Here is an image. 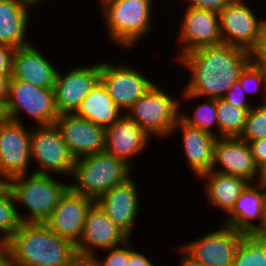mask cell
I'll use <instances>...</instances> for the list:
<instances>
[{
	"instance_id": "6da1fadb",
	"label": "cell",
	"mask_w": 266,
	"mask_h": 266,
	"mask_svg": "<svg viewBox=\"0 0 266 266\" xmlns=\"http://www.w3.org/2000/svg\"><path fill=\"white\" fill-rule=\"evenodd\" d=\"M190 77L182 89L200 98H223L249 62V52L220 44L202 47L182 55L177 61Z\"/></svg>"
},
{
	"instance_id": "7a4b0ae2",
	"label": "cell",
	"mask_w": 266,
	"mask_h": 266,
	"mask_svg": "<svg viewBox=\"0 0 266 266\" xmlns=\"http://www.w3.org/2000/svg\"><path fill=\"white\" fill-rule=\"evenodd\" d=\"M8 266H67L75 244L44 223H22L5 242Z\"/></svg>"
},
{
	"instance_id": "3957f363",
	"label": "cell",
	"mask_w": 266,
	"mask_h": 266,
	"mask_svg": "<svg viewBox=\"0 0 266 266\" xmlns=\"http://www.w3.org/2000/svg\"><path fill=\"white\" fill-rule=\"evenodd\" d=\"M156 0H97L103 13L107 39L119 48L131 51L152 34L153 5ZM155 3V4H154ZM147 35V36H146Z\"/></svg>"
},
{
	"instance_id": "277c9868",
	"label": "cell",
	"mask_w": 266,
	"mask_h": 266,
	"mask_svg": "<svg viewBox=\"0 0 266 266\" xmlns=\"http://www.w3.org/2000/svg\"><path fill=\"white\" fill-rule=\"evenodd\" d=\"M59 180L58 176L31 172L6 182L22 223H44L49 218L60 198L69 189L68 182ZM19 207H24L26 214Z\"/></svg>"
},
{
	"instance_id": "5b68a950",
	"label": "cell",
	"mask_w": 266,
	"mask_h": 266,
	"mask_svg": "<svg viewBox=\"0 0 266 266\" xmlns=\"http://www.w3.org/2000/svg\"><path fill=\"white\" fill-rule=\"evenodd\" d=\"M124 160L106 152L76 159L69 188L96 201L135 172Z\"/></svg>"
},
{
	"instance_id": "8992f818",
	"label": "cell",
	"mask_w": 266,
	"mask_h": 266,
	"mask_svg": "<svg viewBox=\"0 0 266 266\" xmlns=\"http://www.w3.org/2000/svg\"><path fill=\"white\" fill-rule=\"evenodd\" d=\"M157 83L124 113L134 120L152 139L171 136L179 119L180 98L163 90ZM175 96V97H174ZM156 136V137H155Z\"/></svg>"
},
{
	"instance_id": "52a82bcc",
	"label": "cell",
	"mask_w": 266,
	"mask_h": 266,
	"mask_svg": "<svg viewBox=\"0 0 266 266\" xmlns=\"http://www.w3.org/2000/svg\"><path fill=\"white\" fill-rule=\"evenodd\" d=\"M5 112L7 119L18 123H24L22 114H26L32 118L33 126L54 124L59 116L52 88L37 87L16 78L9 80Z\"/></svg>"
},
{
	"instance_id": "ba28073f",
	"label": "cell",
	"mask_w": 266,
	"mask_h": 266,
	"mask_svg": "<svg viewBox=\"0 0 266 266\" xmlns=\"http://www.w3.org/2000/svg\"><path fill=\"white\" fill-rule=\"evenodd\" d=\"M31 163L33 173L68 176L70 179L74 169L75 159L62 140L55 124L47 126H32L30 133Z\"/></svg>"
},
{
	"instance_id": "9c48e42d",
	"label": "cell",
	"mask_w": 266,
	"mask_h": 266,
	"mask_svg": "<svg viewBox=\"0 0 266 266\" xmlns=\"http://www.w3.org/2000/svg\"><path fill=\"white\" fill-rule=\"evenodd\" d=\"M129 63H100L99 81L116 105L125 112L155 84L139 69Z\"/></svg>"
},
{
	"instance_id": "30bf717a",
	"label": "cell",
	"mask_w": 266,
	"mask_h": 266,
	"mask_svg": "<svg viewBox=\"0 0 266 266\" xmlns=\"http://www.w3.org/2000/svg\"><path fill=\"white\" fill-rule=\"evenodd\" d=\"M248 2L232 0L218 13L223 44L247 51L254 46L266 21L265 15L262 18L257 16Z\"/></svg>"
},
{
	"instance_id": "8fae6325",
	"label": "cell",
	"mask_w": 266,
	"mask_h": 266,
	"mask_svg": "<svg viewBox=\"0 0 266 266\" xmlns=\"http://www.w3.org/2000/svg\"><path fill=\"white\" fill-rule=\"evenodd\" d=\"M246 235L221 224L212 232L179 245L203 266H232L240 241Z\"/></svg>"
},
{
	"instance_id": "7c38bea8",
	"label": "cell",
	"mask_w": 266,
	"mask_h": 266,
	"mask_svg": "<svg viewBox=\"0 0 266 266\" xmlns=\"http://www.w3.org/2000/svg\"><path fill=\"white\" fill-rule=\"evenodd\" d=\"M6 119L0 125V178L6 183L11 178L29 174L30 126ZM29 127V128H27Z\"/></svg>"
},
{
	"instance_id": "4fadbf2b",
	"label": "cell",
	"mask_w": 266,
	"mask_h": 266,
	"mask_svg": "<svg viewBox=\"0 0 266 266\" xmlns=\"http://www.w3.org/2000/svg\"><path fill=\"white\" fill-rule=\"evenodd\" d=\"M177 43L181 51H178L175 59L182 55L202 47L223 44L220 31L218 12L212 10L186 7L179 23Z\"/></svg>"
},
{
	"instance_id": "5bb4252c",
	"label": "cell",
	"mask_w": 266,
	"mask_h": 266,
	"mask_svg": "<svg viewBox=\"0 0 266 266\" xmlns=\"http://www.w3.org/2000/svg\"><path fill=\"white\" fill-rule=\"evenodd\" d=\"M134 178L131 176L112 187L95 201L119 230L130 239L134 235L136 220L139 219V212L142 209L139 205L140 188Z\"/></svg>"
},
{
	"instance_id": "9a60e30c",
	"label": "cell",
	"mask_w": 266,
	"mask_h": 266,
	"mask_svg": "<svg viewBox=\"0 0 266 266\" xmlns=\"http://www.w3.org/2000/svg\"><path fill=\"white\" fill-rule=\"evenodd\" d=\"M54 124L75 160L105 152L106 128L74 113L59 114Z\"/></svg>"
},
{
	"instance_id": "2e32d148",
	"label": "cell",
	"mask_w": 266,
	"mask_h": 266,
	"mask_svg": "<svg viewBox=\"0 0 266 266\" xmlns=\"http://www.w3.org/2000/svg\"><path fill=\"white\" fill-rule=\"evenodd\" d=\"M60 71L58 69L52 88L56 109L59 114L74 113L99 81L100 63L72 67L64 73Z\"/></svg>"
},
{
	"instance_id": "e0dca14e",
	"label": "cell",
	"mask_w": 266,
	"mask_h": 266,
	"mask_svg": "<svg viewBox=\"0 0 266 266\" xmlns=\"http://www.w3.org/2000/svg\"><path fill=\"white\" fill-rule=\"evenodd\" d=\"M128 239L94 202L87 211L75 250L84 254H98L99 251L122 245Z\"/></svg>"
},
{
	"instance_id": "ac0fdd59",
	"label": "cell",
	"mask_w": 266,
	"mask_h": 266,
	"mask_svg": "<svg viewBox=\"0 0 266 266\" xmlns=\"http://www.w3.org/2000/svg\"><path fill=\"white\" fill-rule=\"evenodd\" d=\"M94 202L92 198L74 193L69 188L44 224L56 235L76 245L87 211Z\"/></svg>"
},
{
	"instance_id": "d6986e66",
	"label": "cell",
	"mask_w": 266,
	"mask_h": 266,
	"mask_svg": "<svg viewBox=\"0 0 266 266\" xmlns=\"http://www.w3.org/2000/svg\"><path fill=\"white\" fill-rule=\"evenodd\" d=\"M211 170L243 177L250 183H254L257 176V166L250 147L240 137L216 139Z\"/></svg>"
},
{
	"instance_id": "ffe728a7",
	"label": "cell",
	"mask_w": 266,
	"mask_h": 266,
	"mask_svg": "<svg viewBox=\"0 0 266 266\" xmlns=\"http://www.w3.org/2000/svg\"><path fill=\"white\" fill-rule=\"evenodd\" d=\"M152 138L125 113L106 128L105 152L124 160L134 169L133 157L148 148ZM131 160V161H130Z\"/></svg>"
},
{
	"instance_id": "44dd1931",
	"label": "cell",
	"mask_w": 266,
	"mask_h": 266,
	"mask_svg": "<svg viewBox=\"0 0 266 266\" xmlns=\"http://www.w3.org/2000/svg\"><path fill=\"white\" fill-rule=\"evenodd\" d=\"M181 133V146L185 154V162L193 172L195 177H199L203 173L209 172L213 165L215 135L210 132L203 131L199 128L189 126L180 118L176 121L171 136L174 137Z\"/></svg>"
},
{
	"instance_id": "7402d4cb",
	"label": "cell",
	"mask_w": 266,
	"mask_h": 266,
	"mask_svg": "<svg viewBox=\"0 0 266 266\" xmlns=\"http://www.w3.org/2000/svg\"><path fill=\"white\" fill-rule=\"evenodd\" d=\"M34 45V41L24 47L15 49L13 55L11 78L20 79L41 88H53L57 64L50 61ZM55 64V65H54Z\"/></svg>"
},
{
	"instance_id": "603a6c76",
	"label": "cell",
	"mask_w": 266,
	"mask_h": 266,
	"mask_svg": "<svg viewBox=\"0 0 266 266\" xmlns=\"http://www.w3.org/2000/svg\"><path fill=\"white\" fill-rule=\"evenodd\" d=\"M264 197L265 189L255 183H249L241 192L232 210L225 215L222 225L245 234L259 230L263 226Z\"/></svg>"
},
{
	"instance_id": "cb8c5ba5",
	"label": "cell",
	"mask_w": 266,
	"mask_h": 266,
	"mask_svg": "<svg viewBox=\"0 0 266 266\" xmlns=\"http://www.w3.org/2000/svg\"><path fill=\"white\" fill-rule=\"evenodd\" d=\"M197 179L203 182L204 196L210 207L218 209L227 215L233 208L241 192L249 185L243 177L233 176L210 170Z\"/></svg>"
},
{
	"instance_id": "d4e9b609",
	"label": "cell",
	"mask_w": 266,
	"mask_h": 266,
	"mask_svg": "<svg viewBox=\"0 0 266 266\" xmlns=\"http://www.w3.org/2000/svg\"><path fill=\"white\" fill-rule=\"evenodd\" d=\"M30 13L15 1L0 0V45L17 49L32 43L27 34L31 25Z\"/></svg>"
},
{
	"instance_id": "484cf974",
	"label": "cell",
	"mask_w": 266,
	"mask_h": 266,
	"mask_svg": "<svg viewBox=\"0 0 266 266\" xmlns=\"http://www.w3.org/2000/svg\"><path fill=\"white\" fill-rule=\"evenodd\" d=\"M74 114L107 128L117 121L124 112L109 96L103 84L98 81L82 100Z\"/></svg>"
},
{
	"instance_id": "4316f807",
	"label": "cell",
	"mask_w": 266,
	"mask_h": 266,
	"mask_svg": "<svg viewBox=\"0 0 266 266\" xmlns=\"http://www.w3.org/2000/svg\"><path fill=\"white\" fill-rule=\"evenodd\" d=\"M183 96V97H182ZM180 114L179 118L187 123L189 126L199 128L203 131L210 132L211 134L218 137V122H217V111H216V99L210 98H200L195 95H191L186 93L183 89L180 95ZM199 99H202L203 102L200 104L198 103ZM184 100V102H183ZM195 101L196 105L194 107V111L191 112L193 115L189 114L188 112H184L182 107L184 103H188V101ZM198 100V101H197ZM187 101V102H185ZM205 101V102H204ZM183 105V106H182ZM188 113V114H187ZM215 128V129H214ZM214 129V130H213Z\"/></svg>"
},
{
	"instance_id": "83f0119b",
	"label": "cell",
	"mask_w": 266,
	"mask_h": 266,
	"mask_svg": "<svg viewBox=\"0 0 266 266\" xmlns=\"http://www.w3.org/2000/svg\"><path fill=\"white\" fill-rule=\"evenodd\" d=\"M219 137H240L247 120L248 110L238 108L227 100L216 99Z\"/></svg>"
},
{
	"instance_id": "f1b7e54d",
	"label": "cell",
	"mask_w": 266,
	"mask_h": 266,
	"mask_svg": "<svg viewBox=\"0 0 266 266\" xmlns=\"http://www.w3.org/2000/svg\"><path fill=\"white\" fill-rule=\"evenodd\" d=\"M12 193L4 183L0 187V240L6 242L21 226Z\"/></svg>"
},
{
	"instance_id": "f546056e",
	"label": "cell",
	"mask_w": 266,
	"mask_h": 266,
	"mask_svg": "<svg viewBox=\"0 0 266 266\" xmlns=\"http://www.w3.org/2000/svg\"><path fill=\"white\" fill-rule=\"evenodd\" d=\"M238 80L247 97L252 93L255 97L257 96L255 94L262 93L259 102L262 100L260 104L266 103V76L263 69L248 62L239 73Z\"/></svg>"
},
{
	"instance_id": "4dcf8cb0",
	"label": "cell",
	"mask_w": 266,
	"mask_h": 266,
	"mask_svg": "<svg viewBox=\"0 0 266 266\" xmlns=\"http://www.w3.org/2000/svg\"><path fill=\"white\" fill-rule=\"evenodd\" d=\"M240 138L247 143L266 138V103H255L249 110Z\"/></svg>"
},
{
	"instance_id": "1f68e13d",
	"label": "cell",
	"mask_w": 266,
	"mask_h": 266,
	"mask_svg": "<svg viewBox=\"0 0 266 266\" xmlns=\"http://www.w3.org/2000/svg\"><path fill=\"white\" fill-rule=\"evenodd\" d=\"M232 266H266V253L246 235L240 241Z\"/></svg>"
},
{
	"instance_id": "d6a6232c",
	"label": "cell",
	"mask_w": 266,
	"mask_h": 266,
	"mask_svg": "<svg viewBox=\"0 0 266 266\" xmlns=\"http://www.w3.org/2000/svg\"><path fill=\"white\" fill-rule=\"evenodd\" d=\"M104 256H98L101 266H128V240L122 245L103 250Z\"/></svg>"
},
{
	"instance_id": "836d02e7",
	"label": "cell",
	"mask_w": 266,
	"mask_h": 266,
	"mask_svg": "<svg viewBox=\"0 0 266 266\" xmlns=\"http://www.w3.org/2000/svg\"><path fill=\"white\" fill-rule=\"evenodd\" d=\"M249 62L261 69L266 68V21L254 46L248 51Z\"/></svg>"
},
{
	"instance_id": "e575fe53",
	"label": "cell",
	"mask_w": 266,
	"mask_h": 266,
	"mask_svg": "<svg viewBox=\"0 0 266 266\" xmlns=\"http://www.w3.org/2000/svg\"><path fill=\"white\" fill-rule=\"evenodd\" d=\"M223 99L227 100L233 106L243 108L248 111L254 105V103L252 104V102L249 101L246 93L242 89L239 80L235 81L231 85V87L226 91L225 95L223 96Z\"/></svg>"
},
{
	"instance_id": "d590c367",
	"label": "cell",
	"mask_w": 266,
	"mask_h": 266,
	"mask_svg": "<svg viewBox=\"0 0 266 266\" xmlns=\"http://www.w3.org/2000/svg\"><path fill=\"white\" fill-rule=\"evenodd\" d=\"M232 0H183L186 2L185 7H194L215 12L222 11Z\"/></svg>"
},
{
	"instance_id": "8d00e7d4",
	"label": "cell",
	"mask_w": 266,
	"mask_h": 266,
	"mask_svg": "<svg viewBox=\"0 0 266 266\" xmlns=\"http://www.w3.org/2000/svg\"><path fill=\"white\" fill-rule=\"evenodd\" d=\"M147 256L144 252L136 250L132 240L128 239V266H157L154 265L151 256Z\"/></svg>"
},
{
	"instance_id": "74e56055",
	"label": "cell",
	"mask_w": 266,
	"mask_h": 266,
	"mask_svg": "<svg viewBox=\"0 0 266 266\" xmlns=\"http://www.w3.org/2000/svg\"><path fill=\"white\" fill-rule=\"evenodd\" d=\"M14 52V48L7 45H0V76L12 75Z\"/></svg>"
},
{
	"instance_id": "f35d334b",
	"label": "cell",
	"mask_w": 266,
	"mask_h": 266,
	"mask_svg": "<svg viewBox=\"0 0 266 266\" xmlns=\"http://www.w3.org/2000/svg\"><path fill=\"white\" fill-rule=\"evenodd\" d=\"M256 166L266 162V138L248 142Z\"/></svg>"
},
{
	"instance_id": "ab89813d",
	"label": "cell",
	"mask_w": 266,
	"mask_h": 266,
	"mask_svg": "<svg viewBox=\"0 0 266 266\" xmlns=\"http://www.w3.org/2000/svg\"><path fill=\"white\" fill-rule=\"evenodd\" d=\"M67 266H101L97 254H84L76 251Z\"/></svg>"
},
{
	"instance_id": "60d3db41",
	"label": "cell",
	"mask_w": 266,
	"mask_h": 266,
	"mask_svg": "<svg viewBox=\"0 0 266 266\" xmlns=\"http://www.w3.org/2000/svg\"><path fill=\"white\" fill-rule=\"evenodd\" d=\"M179 254V265L177 266H203L200 262L196 261L191 255H189L181 246L175 249Z\"/></svg>"
},
{
	"instance_id": "b9f144b4",
	"label": "cell",
	"mask_w": 266,
	"mask_h": 266,
	"mask_svg": "<svg viewBox=\"0 0 266 266\" xmlns=\"http://www.w3.org/2000/svg\"><path fill=\"white\" fill-rule=\"evenodd\" d=\"M247 235L266 253V232L253 230Z\"/></svg>"
},
{
	"instance_id": "7bdbcfd3",
	"label": "cell",
	"mask_w": 266,
	"mask_h": 266,
	"mask_svg": "<svg viewBox=\"0 0 266 266\" xmlns=\"http://www.w3.org/2000/svg\"><path fill=\"white\" fill-rule=\"evenodd\" d=\"M11 76H0V104L5 106L8 97L9 80Z\"/></svg>"
},
{
	"instance_id": "ee69618b",
	"label": "cell",
	"mask_w": 266,
	"mask_h": 266,
	"mask_svg": "<svg viewBox=\"0 0 266 266\" xmlns=\"http://www.w3.org/2000/svg\"><path fill=\"white\" fill-rule=\"evenodd\" d=\"M47 0H15V2L26 8L27 10H29L32 14V11L35 12L33 9L35 8L36 10H38L41 4L44 5V3H46ZM44 2V3H43ZM37 7V8H36Z\"/></svg>"
},
{
	"instance_id": "f6af8a7d",
	"label": "cell",
	"mask_w": 266,
	"mask_h": 266,
	"mask_svg": "<svg viewBox=\"0 0 266 266\" xmlns=\"http://www.w3.org/2000/svg\"><path fill=\"white\" fill-rule=\"evenodd\" d=\"M254 183L266 190V162L257 167Z\"/></svg>"
},
{
	"instance_id": "bcb514c9",
	"label": "cell",
	"mask_w": 266,
	"mask_h": 266,
	"mask_svg": "<svg viewBox=\"0 0 266 266\" xmlns=\"http://www.w3.org/2000/svg\"><path fill=\"white\" fill-rule=\"evenodd\" d=\"M0 266H8L6 243L1 240H0Z\"/></svg>"
},
{
	"instance_id": "7dc6e473",
	"label": "cell",
	"mask_w": 266,
	"mask_h": 266,
	"mask_svg": "<svg viewBox=\"0 0 266 266\" xmlns=\"http://www.w3.org/2000/svg\"><path fill=\"white\" fill-rule=\"evenodd\" d=\"M259 230L266 232V190H265L264 205H263V226Z\"/></svg>"
},
{
	"instance_id": "c3c4849f",
	"label": "cell",
	"mask_w": 266,
	"mask_h": 266,
	"mask_svg": "<svg viewBox=\"0 0 266 266\" xmlns=\"http://www.w3.org/2000/svg\"><path fill=\"white\" fill-rule=\"evenodd\" d=\"M7 119L5 106L0 104V125Z\"/></svg>"
},
{
	"instance_id": "681fc988",
	"label": "cell",
	"mask_w": 266,
	"mask_h": 266,
	"mask_svg": "<svg viewBox=\"0 0 266 266\" xmlns=\"http://www.w3.org/2000/svg\"><path fill=\"white\" fill-rule=\"evenodd\" d=\"M5 182L0 178V187L4 184Z\"/></svg>"
}]
</instances>
